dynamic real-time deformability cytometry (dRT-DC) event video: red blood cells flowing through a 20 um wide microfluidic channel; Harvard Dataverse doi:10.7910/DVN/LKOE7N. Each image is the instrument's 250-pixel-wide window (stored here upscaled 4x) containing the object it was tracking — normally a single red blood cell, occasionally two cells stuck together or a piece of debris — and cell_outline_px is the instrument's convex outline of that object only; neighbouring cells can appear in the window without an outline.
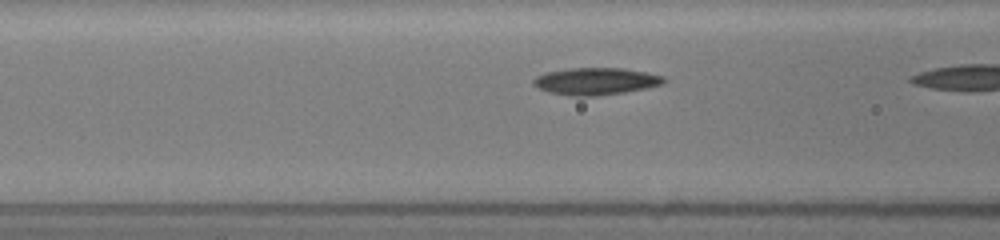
{"species": "common noctule bat (a hibernating species)", "species_latin": "Nyctalus noctula", "temperature_condition": "room temperature", "stored_images_in_passage": 7, "camera_frame_rate_fps": 3000, "um_per_image_px": 0.085, "animal": {"sex": "female", "body_mass_g": 19.5, "forearm_length_mm": 54.1}, "frame": {"image": 1, "passage_image": 5, "time_ms": 1.667, "image_size_px": [1000, 240], "cell_outline_px": [[664, 84], [624, 92], [596, 96], [568, 96], [548, 92], [532, 84], [532, 80], [536, 76], [548, 72], [572, 68], [624, 68], [648, 72], [664, 76]], "centroid_in_image_um": [50.64, 6.91], "position_along_channel_um": 116.0, "area_um2": 20.58}}